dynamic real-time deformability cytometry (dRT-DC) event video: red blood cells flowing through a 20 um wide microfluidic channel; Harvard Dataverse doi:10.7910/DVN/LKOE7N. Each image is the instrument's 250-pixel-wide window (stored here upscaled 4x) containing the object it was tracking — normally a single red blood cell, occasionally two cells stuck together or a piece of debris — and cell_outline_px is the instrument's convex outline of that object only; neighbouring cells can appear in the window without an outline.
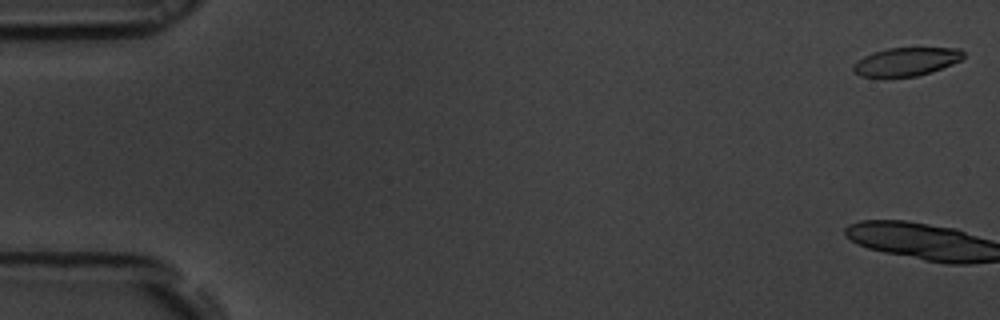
{"species": "common noctule bat (a hibernating species)", "species_latin": "Nyctalus noctula", "temperature_condition": "room temperature", "stored_images_in_passage": 19, "camera_frame_rate_fps": 3000, "um_per_image_px": 0.085, "animal": {"sex": "male", "body_mass_g": 19.5, "forearm_length_mm": 54.6}, "frame": {"image": 1, "passage_image": 1, "time_ms": 0.0, "image_size_px": [1000, 320], "cell_outline_px": [[964, 56], [960, 60], [952, 64], [916, 76], [884, 80], [860, 76], [852, 72], [852, 64], [864, 56], [872, 52], [888, 48], [960, 48], [964, 52]], "centroid_in_image_um": [76.92, 5.28], "position_along_channel_um": 8.1, "area_um2": 18.79}}